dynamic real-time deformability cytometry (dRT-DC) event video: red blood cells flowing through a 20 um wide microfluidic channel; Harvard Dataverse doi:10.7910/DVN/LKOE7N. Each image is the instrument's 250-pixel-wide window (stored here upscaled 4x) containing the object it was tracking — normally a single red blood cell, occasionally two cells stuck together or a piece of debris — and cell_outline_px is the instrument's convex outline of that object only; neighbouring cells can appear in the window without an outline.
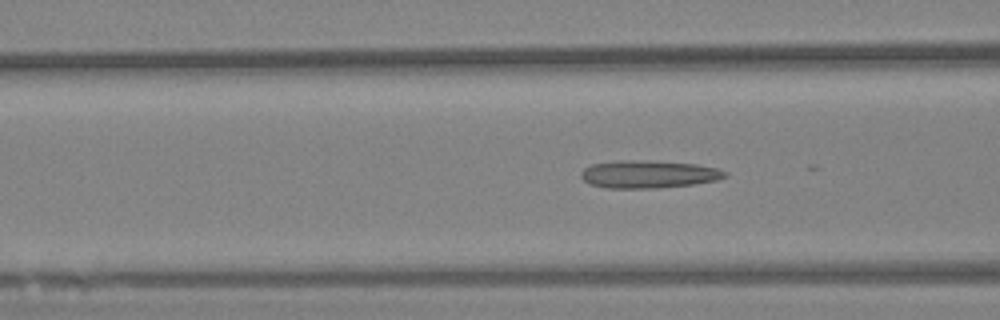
{"species": "Egyptian fruit bat (a non-hibernating species)", "species_latin": "Rousettus aegyptiacus", "temperature_condition": "warm", "stored_images_in_passage": 29, "camera_frame_rate_fps": 3000, "um_per_image_px": 0.085, "animal": {"sex": "female"}, "frame": {"image": 1, "passage_image": 24, "time_ms": 7.667, "image_size_px": [1000, 320], "cell_outline_px": [[728, 176], [716, 180], [692, 184], [656, 188], [608, 188], [588, 184], [580, 176], [580, 172], [584, 168], [592, 164], [624, 160], [628, 160], [696, 164], [716, 168], [728, 172]], "centroid_in_image_um": [55.1, 14.82], "position_along_channel_um": 111.5, "area_um2": 22.95}}
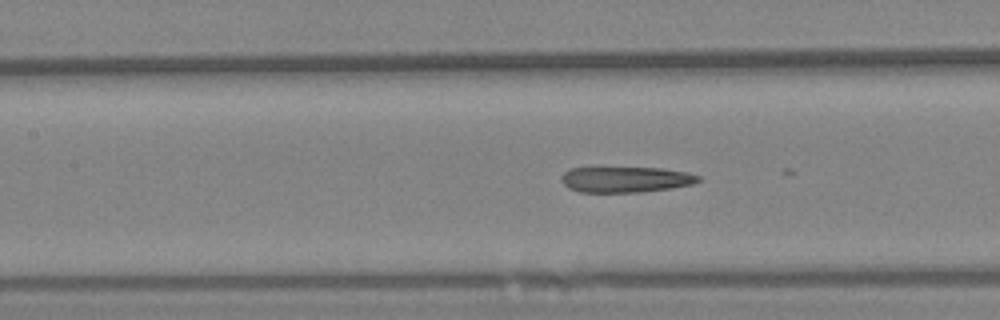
{"frame": {"image": 2, "passage_image": 28, "time_ms": 9.0, "image_size_px": [1000, 320], "cell_outline_px": [[700, 180], [692, 184], [672, 188], [640, 192], [580, 192], [568, 188], [564, 184], [564, 172], [568, 168], [600, 164], [660, 168], [688, 172], [700, 176]], "centroid_in_image_um": [53.13, 15.19], "position_along_channel_um": 154.3, "area_um2": 21.68}}